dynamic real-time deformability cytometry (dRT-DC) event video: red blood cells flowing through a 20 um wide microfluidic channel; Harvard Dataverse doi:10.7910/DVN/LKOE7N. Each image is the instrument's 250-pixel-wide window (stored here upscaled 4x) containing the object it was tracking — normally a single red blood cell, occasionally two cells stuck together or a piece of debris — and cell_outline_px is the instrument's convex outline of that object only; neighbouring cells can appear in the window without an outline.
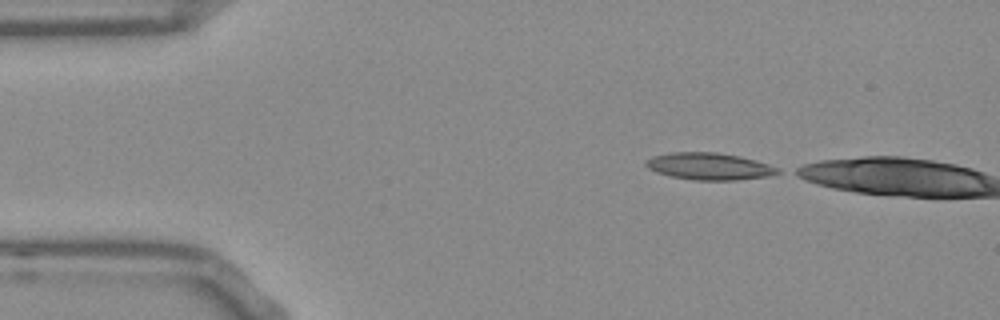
{"species": "Egyptian fruit bat (a non-hibernating species)", "species_latin": "Rousettus aegyptiacus", "temperature_condition": "room temperature", "stored_images_in_passage": 3, "camera_frame_rate_fps": 3000, "um_per_image_px": 0.085, "frame": {"image": 1, "passage_image": 1, "time_ms": 0.0, "image_size_px": [1000, 320], "cell_outline_px": [[780, 172], [768, 176], [736, 180], [692, 180], [672, 176], [656, 172], [648, 168], [644, 164], [644, 160], [652, 156], [672, 152], [716, 152], [740, 156], [756, 160], [780, 168]], "centroid_in_image_um": [60.26, 14.13], "position_along_channel_um": 24.7, "area_um2": 20.81}}